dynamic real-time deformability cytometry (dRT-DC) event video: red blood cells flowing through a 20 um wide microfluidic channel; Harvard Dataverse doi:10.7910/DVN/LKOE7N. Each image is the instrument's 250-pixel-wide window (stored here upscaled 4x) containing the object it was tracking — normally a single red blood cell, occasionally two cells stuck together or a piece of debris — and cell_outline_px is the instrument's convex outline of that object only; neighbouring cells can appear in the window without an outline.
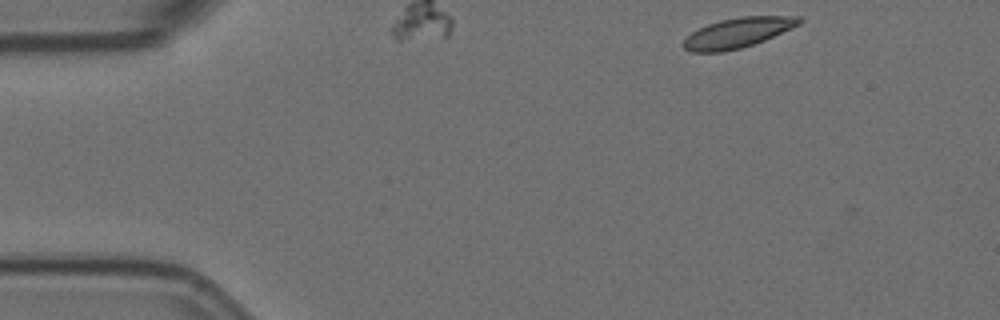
{"species": "Egyptian fruit bat (a non-hibernating species)", "species_latin": "Rousettus aegyptiacus", "temperature_condition": "room temperature", "stored_images_in_passage": 4, "segment_of_instrument_passage": [1, 2], "camera_frame_rate_fps": 3000, "um_per_image_px": 0.085, "animal": {"sex": "female"}, "frame": {"image": 1, "passage_image": 1, "time_ms": 0.0, "image_size_px": [1000, 320], "cell_outline_px": [[804, 20], [800, 24], [792, 28], [764, 40], [740, 48], [724, 52], [692, 52], [684, 48], [680, 44], [692, 32], [708, 24], [720, 20], [740, 16], [800, 16]], "centroid_in_image_um": [62.71, 2.78], "position_along_channel_um": 22.3, "area_um2": 20.17}}
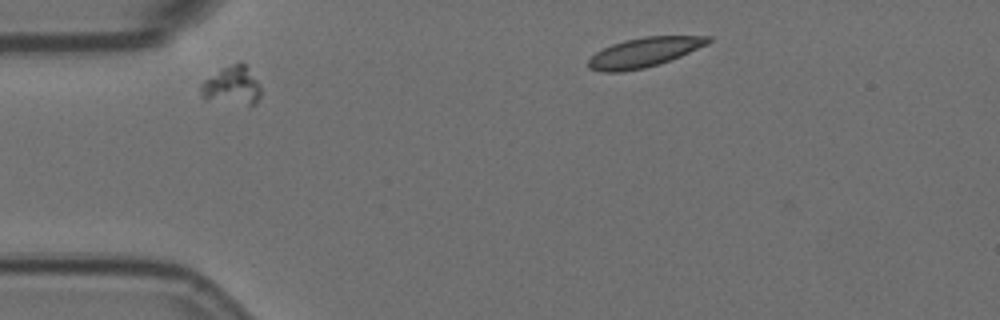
{"frame": {"image": 2, "passage_image": 2, "time_ms": 0.333, "image_size_px": [1000, 320], "cell_outline_px": [[260, 96], [256, 104], [248, 104], [204, 100], [200, 96], [200, 84], [204, 80], [224, 68], [240, 60], [244, 64], [256, 80], [260, 88]], "centroid_in_image_um": [19.68, 7.29], "position_along_channel_um": 65.3, "area_um2": 13.24}}
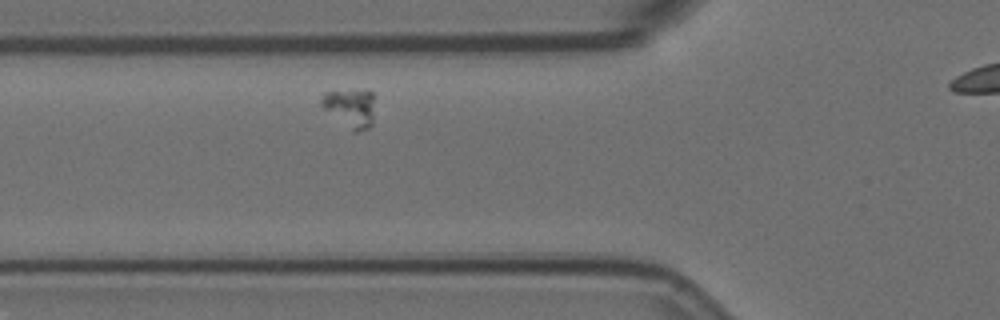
{"frame": {"image": 3, "passage_image": 3, "time_ms": 0.667, "image_size_px": [1000, 320], "cell_outline_px": [[372, 124], [368, 128], [356, 132], [352, 132], [324, 108], [320, 104], [320, 100], [324, 92], [368, 88], [372, 92]], "centroid_in_image_um": [29.76, 9.14], "position_along_channel_um": 96.0, "area_um2": 12.08}}